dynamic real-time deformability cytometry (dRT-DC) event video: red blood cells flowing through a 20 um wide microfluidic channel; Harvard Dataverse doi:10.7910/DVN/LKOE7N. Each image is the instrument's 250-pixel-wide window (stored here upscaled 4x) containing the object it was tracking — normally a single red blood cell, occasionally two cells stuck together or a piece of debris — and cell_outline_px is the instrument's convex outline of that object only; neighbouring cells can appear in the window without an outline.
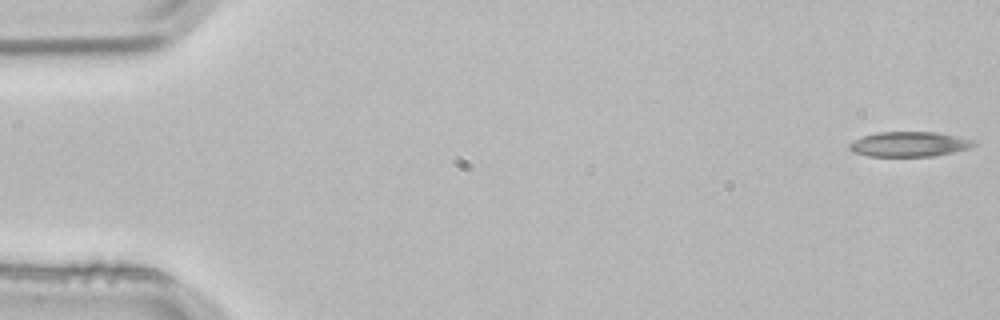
{"species": "common noctule bat (a hibernating species)", "species_latin": "Nyctalus noctula", "temperature_condition": "room temperature", "stored_images_in_passage": 3, "camera_frame_rate_fps": 3000, "um_per_image_px": 0.085, "animal": {"sex": "male", "body_mass_g": 21.5, "forearm_length_mm": 52.0}, "frame": {"image": 1, "passage_image": 1, "time_ms": 0.0, "image_size_px": [1000, 320], "cell_outline_px": [[976, 144], [968, 148], [952, 152], [932, 156], [868, 156], [852, 152], [848, 148], [848, 144], [864, 136], [876, 132], [936, 132], [976, 140]], "centroid_in_image_um": [77.27, 12.25], "position_along_channel_um": 7.7, "area_um2": 17.98}}
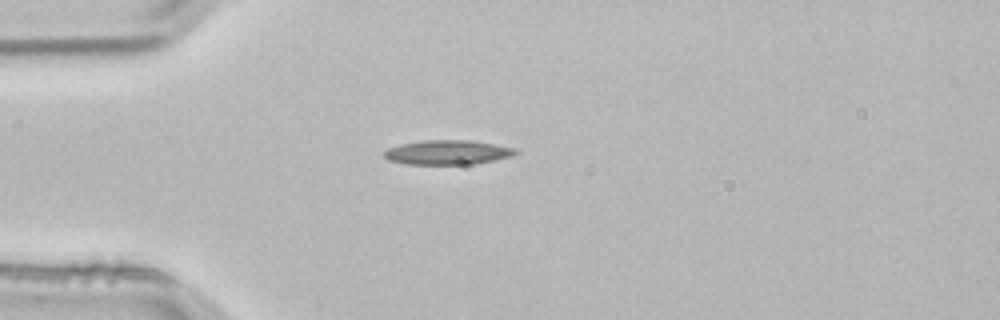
{"frame": {"image": 2, "passage_image": 3, "time_ms": 0.667, "image_size_px": [1000, 320], "cell_outline_px": [[520, 152], [512, 156], [472, 164], [408, 164], [388, 160], [384, 156], [384, 152], [388, 148], [400, 144], [424, 140], [468, 140], [516, 148]], "centroid_in_image_um": [38.04, 12.95], "position_along_channel_um": 47.0, "area_um2": 18.55}}